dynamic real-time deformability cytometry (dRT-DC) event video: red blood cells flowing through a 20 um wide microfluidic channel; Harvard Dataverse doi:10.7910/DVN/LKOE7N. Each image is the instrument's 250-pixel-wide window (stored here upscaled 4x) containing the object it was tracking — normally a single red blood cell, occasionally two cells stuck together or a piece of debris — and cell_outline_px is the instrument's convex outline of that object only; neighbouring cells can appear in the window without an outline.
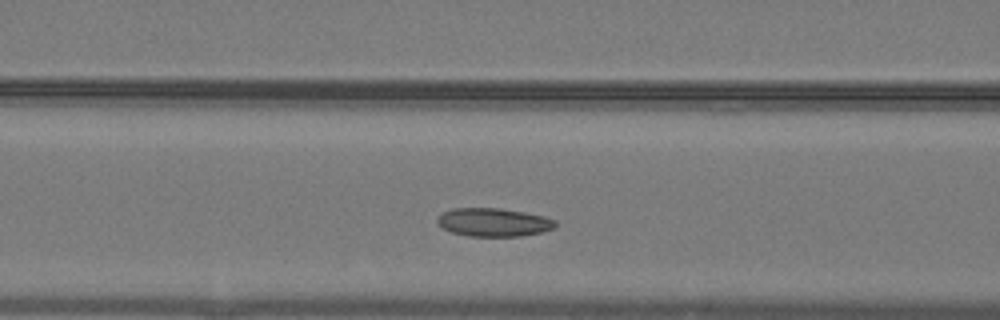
{"species": "common noctule bat (a hibernating species)", "species_latin": "Nyctalus noctula", "temperature_condition": "warm", "stored_images_in_passage": 33, "camera_frame_rate_fps": 3000, "um_per_image_px": 0.085, "animal": {"sex": "male", "body_mass_g": 19.2, "forearm_length_mm": 51.8}, "frame": {"image": 1, "passage_image": 9, "time_ms": 2.667, "image_size_px": [1000, 320], "cell_outline_px": [[556, 228], [540, 232], [520, 236], [468, 236], [452, 232], [444, 228], [436, 220], [444, 212], [452, 208], [500, 208], [524, 212], [544, 216], [556, 220]], "centroid_in_image_um": [41.99, 18.89], "position_along_channel_um": 124.6, "area_um2": 19.36}}
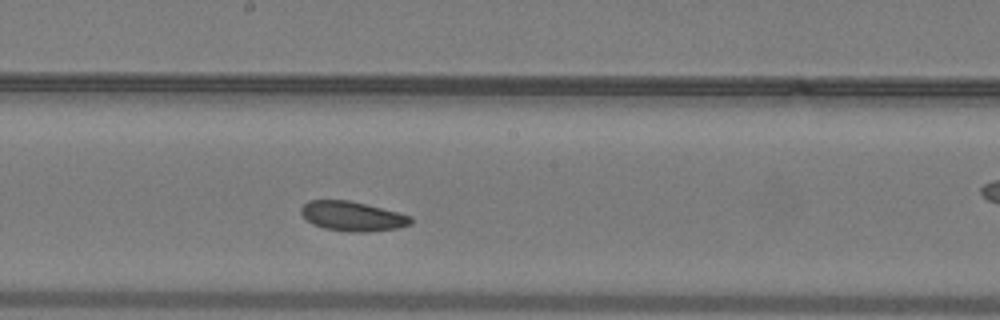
{"frame": {"image": 2, "passage_image": 16, "time_ms": 5.0, "image_size_px": [1000, 320], "cell_outline_px": [[412, 224], [396, 228], [368, 232], [348, 232], [324, 228], [312, 224], [300, 212], [300, 208], [308, 200], [348, 200], [412, 216]], "centroid_in_image_um": [29.93, 18.38], "position_along_channel_um": 218.3, "area_um2": 18.79}}
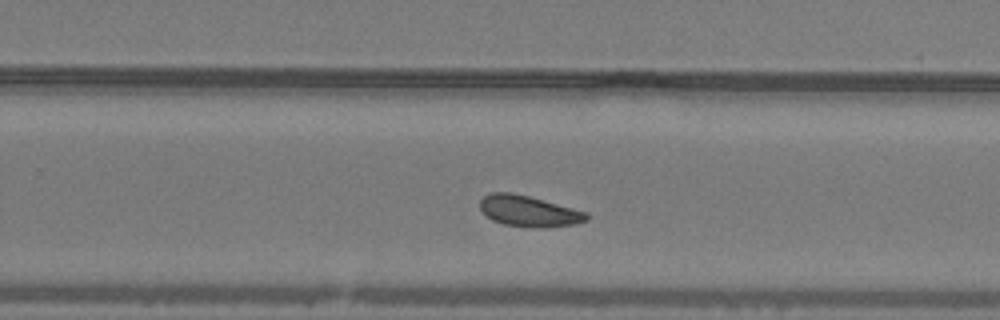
{"frame": {"image": 3, "passage_image": 21, "time_ms": 6.667, "image_size_px": [1000, 320], "cell_outline_px": [[588, 220], [576, 224], [548, 228], [528, 228], [504, 224], [492, 220], [480, 208], [480, 200], [484, 196], [492, 192], [512, 192], [528, 196], [588, 212]], "centroid_in_image_um": [44.97, 17.96], "position_along_channel_um": 284.8, "area_um2": 19.36}, "authors_computed_cell_mechanics": {"area_um2": 18.9584, "velocity_mm_per_s": 4.0152, "shape_relaxation_time_tau1_ms": 2.7922, "shape_relaxation_time_tau2_ms": 3.0356, "deformation_change_tau1": 0.0879, "deformation_change_tau2": 0.0896}}